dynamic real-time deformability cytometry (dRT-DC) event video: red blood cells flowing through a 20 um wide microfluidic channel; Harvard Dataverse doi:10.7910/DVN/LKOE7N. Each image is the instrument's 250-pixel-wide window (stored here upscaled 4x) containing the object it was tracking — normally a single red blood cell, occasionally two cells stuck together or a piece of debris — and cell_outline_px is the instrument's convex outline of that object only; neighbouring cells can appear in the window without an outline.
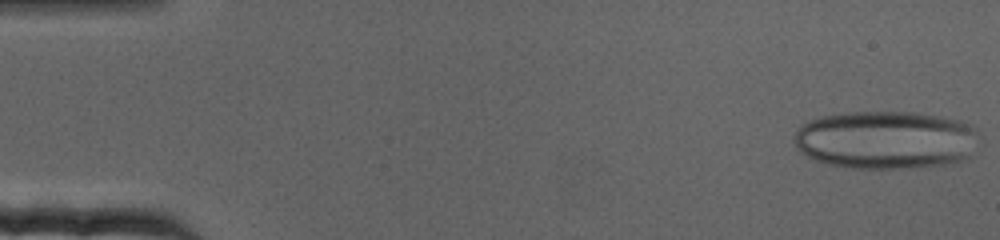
{"species": "human", "species_latin": "Homo sapiens", "temperature_condition": "cold", "stored_images_in_passage": 70, "camera_frame_rate_fps": 3000, "um_per_image_px": 0.085, "donor": {"sex": "female"}, "frame": {"image": 1, "passage_image": 1, "time_ms": 0.0, "image_size_px": [1000, 240], "cell_outline_px": [[976, 128], [972, 156], [960, 160], [944, 164], [900, 168], [852, 168], [828, 164], [812, 160], [796, 148], [796, 132], [804, 124], [820, 116], [848, 112], [912, 112], [940, 116], [960, 120]], "centroid_in_image_um": [75.27, 11.89], "position_along_channel_um": 9.7, "area_um2": 62.31}}
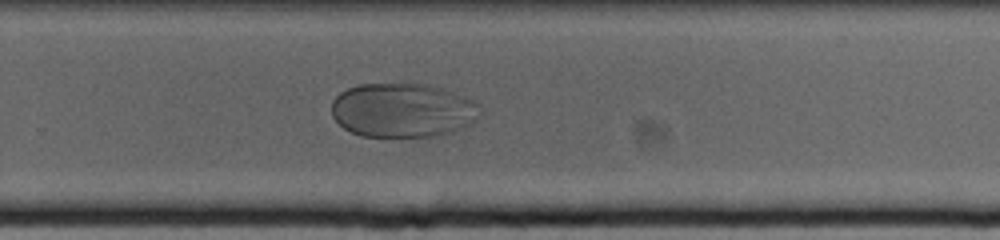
{"frame": {"image": 2, "passage_image": 46, "time_ms": 15.0, "image_size_px": [1000, 240], "cell_outline_px": [[480, 116], [476, 120], [464, 128], [452, 132], [436, 136], [364, 136], [352, 132], [344, 128], [332, 116], [332, 100], [340, 92], [348, 88], [360, 84], [424, 84], [444, 88], [472, 100], [480, 104]], "centroid_in_image_um": [34.25, 9.37], "position_along_channel_um": 295.5, "area_um2": 46.99}}
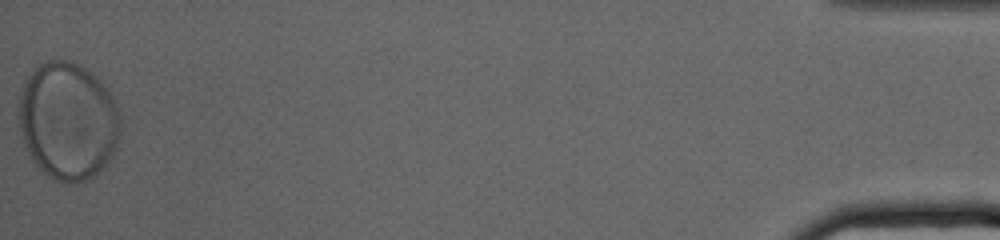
{"frame": {"image": 3, "passage_image": 70, "time_ms": 23.0, "image_size_px": [1000, 240], "cell_outline_px": [[120, 136], [112, 156], [88, 180], [68, 184], [52, 180], [36, 164], [28, 152], [24, 144], [20, 128], [20, 92], [28, 76], [40, 64], [48, 60], [68, 60], [80, 64], [92, 72], [108, 88], [120, 112]], "centroid_in_image_um": [5.8, 10.27], "position_along_channel_um": 429.4, "area_um2": 69.76}}